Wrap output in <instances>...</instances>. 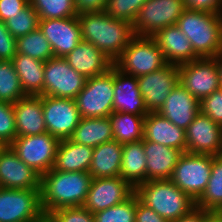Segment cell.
Instances as JSON below:
<instances>
[{"mask_svg":"<svg viewBox=\"0 0 222 222\" xmlns=\"http://www.w3.org/2000/svg\"><path fill=\"white\" fill-rule=\"evenodd\" d=\"M82 40L92 43L113 62L136 36L133 25L105 11L78 14Z\"/></svg>","mask_w":222,"mask_h":222,"instance_id":"cell-1","label":"cell"},{"mask_svg":"<svg viewBox=\"0 0 222 222\" xmlns=\"http://www.w3.org/2000/svg\"><path fill=\"white\" fill-rule=\"evenodd\" d=\"M92 176L89 172H64L51 169L41 175L40 196L44 214L63 207L83 206Z\"/></svg>","mask_w":222,"mask_h":222,"instance_id":"cell-2","label":"cell"},{"mask_svg":"<svg viewBox=\"0 0 222 222\" xmlns=\"http://www.w3.org/2000/svg\"><path fill=\"white\" fill-rule=\"evenodd\" d=\"M176 25L199 58H214L222 51V14L186 8Z\"/></svg>","mask_w":222,"mask_h":222,"instance_id":"cell-3","label":"cell"},{"mask_svg":"<svg viewBox=\"0 0 222 222\" xmlns=\"http://www.w3.org/2000/svg\"><path fill=\"white\" fill-rule=\"evenodd\" d=\"M135 194L141 203L171 222L196 207V201L170 179L146 181L135 188Z\"/></svg>","mask_w":222,"mask_h":222,"instance_id":"cell-4","label":"cell"},{"mask_svg":"<svg viewBox=\"0 0 222 222\" xmlns=\"http://www.w3.org/2000/svg\"><path fill=\"white\" fill-rule=\"evenodd\" d=\"M163 51L149 36H135L113 65L127 75L139 77L167 65Z\"/></svg>","mask_w":222,"mask_h":222,"instance_id":"cell-5","label":"cell"},{"mask_svg":"<svg viewBox=\"0 0 222 222\" xmlns=\"http://www.w3.org/2000/svg\"><path fill=\"white\" fill-rule=\"evenodd\" d=\"M113 66L105 73L88 78L75 98L81 118L109 117L113 113Z\"/></svg>","mask_w":222,"mask_h":222,"instance_id":"cell-6","label":"cell"},{"mask_svg":"<svg viewBox=\"0 0 222 222\" xmlns=\"http://www.w3.org/2000/svg\"><path fill=\"white\" fill-rule=\"evenodd\" d=\"M213 155L183 152L174 167L170 180L197 201L210 179Z\"/></svg>","mask_w":222,"mask_h":222,"instance_id":"cell-7","label":"cell"},{"mask_svg":"<svg viewBox=\"0 0 222 222\" xmlns=\"http://www.w3.org/2000/svg\"><path fill=\"white\" fill-rule=\"evenodd\" d=\"M59 142L57 137L45 132L16 137L10 147L21 161L43 175L53 168Z\"/></svg>","mask_w":222,"mask_h":222,"instance_id":"cell-8","label":"cell"},{"mask_svg":"<svg viewBox=\"0 0 222 222\" xmlns=\"http://www.w3.org/2000/svg\"><path fill=\"white\" fill-rule=\"evenodd\" d=\"M185 9L184 0H147L133 24L135 35L154 36L159 30L175 25Z\"/></svg>","mask_w":222,"mask_h":222,"instance_id":"cell-9","label":"cell"},{"mask_svg":"<svg viewBox=\"0 0 222 222\" xmlns=\"http://www.w3.org/2000/svg\"><path fill=\"white\" fill-rule=\"evenodd\" d=\"M40 189L0 187V222L42 220Z\"/></svg>","mask_w":222,"mask_h":222,"instance_id":"cell-10","label":"cell"},{"mask_svg":"<svg viewBox=\"0 0 222 222\" xmlns=\"http://www.w3.org/2000/svg\"><path fill=\"white\" fill-rule=\"evenodd\" d=\"M87 78L74 70L62 57H52L44 65L43 95L75 99Z\"/></svg>","mask_w":222,"mask_h":222,"instance_id":"cell-11","label":"cell"},{"mask_svg":"<svg viewBox=\"0 0 222 222\" xmlns=\"http://www.w3.org/2000/svg\"><path fill=\"white\" fill-rule=\"evenodd\" d=\"M181 83L199 102L220 88L215 58H199L178 65Z\"/></svg>","mask_w":222,"mask_h":222,"instance_id":"cell-12","label":"cell"},{"mask_svg":"<svg viewBox=\"0 0 222 222\" xmlns=\"http://www.w3.org/2000/svg\"><path fill=\"white\" fill-rule=\"evenodd\" d=\"M42 107L47 132L59 140L69 139L81 119L75 99L42 95Z\"/></svg>","mask_w":222,"mask_h":222,"instance_id":"cell-13","label":"cell"},{"mask_svg":"<svg viewBox=\"0 0 222 222\" xmlns=\"http://www.w3.org/2000/svg\"><path fill=\"white\" fill-rule=\"evenodd\" d=\"M137 79L147 111L159 112L170 92L179 83V67L175 64H167Z\"/></svg>","mask_w":222,"mask_h":222,"instance_id":"cell-14","label":"cell"},{"mask_svg":"<svg viewBox=\"0 0 222 222\" xmlns=\"http://www.w3.org/2000/svg\"><path fill=\"white\" fill-rule=\"evenodd\" d=\"M135 193V189L120 176L92 178L83 207L96 213L118 205Z\"/></svg>","mask_w":222,"mask_h":222,"instance_id":"cell-15","label":"cell"},{"mask_svg":"<svg viewBox=\"0 0 222 222\" xmlns=\"http://www.w3.org/2000/svg\"><path fill=\"white\" fill-rule=\"evenodd\" d=\"M186 152L193 154H222V126L199 113L186 128Z\"/></svg>","mask_w":222,"mask_h":222,"instance_id":"cell-16","label":"cell"},{"mask_svg":"<svg viewBox=\"0 0 222 222\" xmlns=\"http://www.w3.org/2000/svg\"><path fill=\"white\" fill-rule=\"evenodd\" d=\"M39 29L49 41L54 57L67 56L81 41L78 16L61 19H43Z\"/></svg>","mask_w":222,"mask_h":222,"instance_id":"cell-17","label":"cell"},{"mask_svg":"<svg viewBox=\"0 0 222 222\" xmlns=\"http://www.w3.org/2000/svg\"><path fill=\"white\" fill-rule=\"evenodd\" d=\"M41 175L19 159L10 146L0 151V187L40 189Z\"/></svg>","mask_w":222,"mask_h":222,"instance_id":"cell-18","label":"cell"},{"mask_svg":"<svg viewBox=\"0 0 222 222\" xmlns=\"http://www.w3.org/2000/svg\"><path fill=\"white\" fill-rule=\"evenodd\" d=\"M113 84V112L147 116L149 112L140 93L137 77L123 73L113 65Z\"/></svg>","mask_w":222,"mask_h":222,"instance_id":"cell-19","label":"cell"},{"mask_svg":"<svg viewBox=\"0 0 222 222\" xmlns=\"http://www.w3.org/2000/svg\"><path fill=\"white\" fill-rule=\"evenodd\" d=\"M159 113L174 125L186 130L200 113V102L181 83H178Z\"/></svg>","mask_w":222,"mask_h":222,"instance_id":"cell-20","label":"cell"},{"mask_svg":"<svg viewBox=\"0 0 222 222\" xmlns=\"http://www.w3.org/2000/svg\"><path fill=\"white\" fill-rule=\"evenodd\" d=\"M16 137L34 136L47 132L42 95H26L13 103Z\"/></svg>","mask_w":222,"mask_h":222,"instance_id":"cell-21","label":"cell"},{"mask_svg":"<svg viewBox=\"0 0 222 222\" xmlns=\"http://www.w3.org/2000/svg\"><path fill=\"white\" fill-rule=\"evenodd\" d=\"M152 37L163 51L168 64L181 65L199 59L191 42L176 24L159 30Z\"/></svg>","mask_w":222,"mask_h":222,"instance_id":"cell-22","label":"cell"},{"mask_svg":"<svg viewBox=\"0 0 222 222\" xmlns=\"http://www.w3.org/2000/svg\"><path fill=\"white\" fill-rule=\"evenodd\" d=\"M64 58L74 70L87 79L101 75L113 66V61L102 51L84 40Z\"/></svg>","mask_w":222,"mask_h":222,"instance_id":"cell-23","label":"cell"},{"mask_svg":"<svg viewBox=\"0 0 222 222\" xmlns=\"http://www.w3.org/2000/svg\"><path fill=\"white\" fill-rule=\"evenodd\" d=\"M143 138L186 152V133L159 112H149L144 118Z\"/></svg>","mask_w":222,"mask_h":222,"instance_id":"cell-24","label":"cell"},{"mask_svg":"<svg viewBox=\"0 0 222 222\" xmlns=\"http://www.w3.org/2000/svg\"><path fill=\"white\" fill-rule=\"evenodd\" d=\"M143 146L147 162L146 181L170 179L182 152L144 138Z\"/></svg>","mask_w":222,"mask_h":222,"instance_id":"cell-25","label":"cell"},{"mask_svg":"<svg viewBox=\"0 0 222 222\" xmlns=\"http://www.w3.org/2000/svg\"><path fill=\"white\" fill-rule=\"evenodd\" d=\"M94 148L77 144L70 139L60 140L53 170L64 172H89Z\"/></svg>","mask_w":222,"mask_h":222,"instance_id":"cell-26","label":"cell"},{"mask_svg":"<svg viewBox=\"0 0 222 222\" xmlns=\"http://www.w3.org/2000/svg\"><path fill=\"white\" fill-rule=\"evenodd\" d=\"M123 144L114 139L98 145L93 150L89 173L92 178L120 176Z\"/></svg>","mask_w":222,"mask_h":222,"instance_id":"cell-27","label":"cell"},{"mask_svg":"<svg viewBox=\"0 0 222 222\" xmlns=\"http://www.w3.org/2000/svg\"><path fill=\"white\" fill-rule=\"evenodd\" d=\"M69 139L77 144L92 148L113 140L110 118H81Z\"/></svg>","mask_w":222,"mask_h":222,"instance_id":"cell-28","label":"cell"},{"mask_svg":"<svg viewBox=\"0 0 222 222\" xmlns=\"http://www.w3.org/2000/svg\"><path fill=\"white\" fill-rule=\"evenodd\" d=\"M146 167L143 140L123 144L120 177L135 189L146 182Z\"/></svg>","mask_w":222,"mask_h":222,"instance_id":"cell-29","label":"cell"},{"mask_svg":"<svg viewBox=\"0 0 222 222\" xmlns=\"http://www.w3.org/2000/svg\"><path fill=\"white\" fill-rule=\"evenodd\" d=\"M12 62L24 93L43 95L45 62L19 53H16Z\"/></svg>","mask_w":222,"mask_h":222,"instance_id":"cell-30","label":"cell"},{"mask_svg":"<svg viewBox=\"0 0 222 222\" xmlns=\"http://www.w3.org/2000/svg\"><path fill=\"white\" fill-rule=\"evenodd\" d=\"M109 118L115 141L125 144L143 140L144 116L113 112Z\"/></svg>","mask_w":222,"mask_h":222,"instance_id":"cell-31","label":"cell"},{"mask_svg":"<svg viewBox=\"0 0 222 222\" xmlns=\"http://www.w3.org/2000/svg\"><path fill=\"white\" fill-rule=\"evenodd\" d=\"M196 207L213 212H222V154L213 156L210 179L206 189L196 201Z\"/></svg>","mask_w":222,"mask_h":222,"instance_id":"cell-32","label":"cell"},{"mask_svg":"<svg viewBox=\"0 0 222 222\" xmlns=\"http://www.w3.org/2000/svg\"><path fill=\"white\" fill-rule=\"evenodd\" d=\"M17 53L46 62L54 57L49 41L38 28L16 39Z\"/></svg>","mask_w":222,"mask_h":222,"instance_id":"cell-33","label":"cell"},{"mask_svg":"<svg viewBox=\"0 0 222 222\" xmlns=\"http://www.w3.org/2000/svg\"><path fill=\"white\" fill-rule=\"evenodd\" d=\"M24 96L12 60H0V101L13 104Z\"/></svg>","mask_w":222,"mask_h":222,"instance_id":"cell-34","label":"cell"},{"mask_svg":"<svg viewBox=\"0 0 222 222\" xmlns=\"http://www.w3.org/2000/svg\"><path fill=\"white\" fill-rule=\"evenodd\" d=\"M40 20L61 19L78 16L75 0H29Z\"/></svg>","mask_w":222,"mask_h":222,"instance_id":"cell-35","label":"cell"},{"mask_svg":"<svg viewBox=\"0 0 222 222\" xmlns=\"http://www.w3.org/2000/svg\"><path fill=\"white\" fill-rule=\"evenodd\" d=\"M40 18L35 9L28 4L21 13L6 21V27L14 38L25 36L39 28Z\"/></svg>","mask_w":222,"mask_h":222,"instance_id":"cell-36","label":"cell"},{"mask_svg":"<svg viewBox=\"0 0 222 222\" xmlns=\"http://www.w3.org/2000/svg\"><path fill=\"white\" fill-rule=\"evenodd\" d=\"M136 194L124 202L94 213L95 222H135Z\"/></svg>","mask_w":222,"mask_h":222,"instance_id":"cell-37","label":"cell"},{"mask_svg":"<svg viewBox=\"0 0 222 222\" xmlns=\"http://www.w3.org/2000/svg\"><path fill=\"white\" fill-rule=\"evenodd\" d=\"M147 0H107L105 12L115 19L134 24L140 8Z\"/></svg>","mask_w":222,"mask_h":222,"instance_id":"cell-38","label":"cell"},{"mask_svg":"<svg viewBox=\"0 0 222 222\" xmlns=\"http://www.w3.org/2000/svg\"><path fill=\"white\" fill-rule=\"evenodd\" d=\"M16 138L13 104L0 101V143L10 146Z\"/></svg>","mask_w":222,"mask_h":222,"instance_id":"cell-39","label":"cell"},{"mask_svg":"<svg viewBox=\"0 0 222 222\" xmlns=\"http://www.w3.org/2000/svg\"><path fill=\"white\" fill-rule=\"evenodd\" d=\"M46 218L50 222H95L94 214L80 207H63L50 212Z\"/></svg>","mask_w":222,"mask_h":222,"instance_id":"cell-40","label":"cell"},{"mask_svg":"<svg viewBox=\"0 0 222 222\" xmlns=\"http://www.w3.org/2000/svg\"><path fill=\"white\" fill-rule=\"evenodd\" d=\"M200 112L222 126V88L213 91L200 101Z\"/></svg>","mask_w":222,"mask_h":222,"instance_id":"cell-41","label":"cell"},{"mask_svg":"<svg viewBox=\"0 0 222 222\" xmlns=\"http://www.w3.org/2000/svg\"><path fill=\"white\" fill-rule=\"evenodd\" d=\"M16 38L8 31L6 23L0 21V60H12L17 53Z\"/></svg>","mask_w":222,"mask_h":222,"instance_id":"cell-42","label":"cell"},{"mask_svg":"<svg viewBox=\"0 0 222 222\" xmlns=\"http://www.w3.org/2000/svg\"><path fill=\"white\" fill-rule=\"evenodd\" d=\"M29 4V0H0V21L6 22Z\"/></svg>","mask_w":222,"mask_h":222,"instance_id":"cell-43","label":"cell"},{"mask_svg":"<svg viewBox=\"0 0 222 222\" xmlns=\"http://www.w3.org/2000/svg\"><path fill=\"white\" fill-rule=\"evenodd\" d=\"M135 222H171L141 203L136 195Z\"/></svg>","mask_w":222,"mask_h":222,"instance_id":"cell-44","label":"cell"},{"mask_svg":"<svg viewBox=\"0 0 222 222\" xmlns=\"http://www.w3.org/2000/svg\"><path fill=\"white\" fill-rule=\"evenodd\" d=\"M187 9L222 14V0H184Z\"/></svg>","mask_w":222,"mask_h":222,"instance_id":"cell-45","label":"cell"},{"mask_svg":"<svg viewBox=\"0 0 222 222\" xmlns=\"http://www.w3.org/2000/svg\"><path fill=\"white\" fill-rule=\"evenodd\" d=\"M107 0H75L76 12L104 11Z\"/></svg>","mask_w":222,"mask_h":222,"instance_id":"cell-46","label":"cell"},{"mask_svg":"<svg viewBox=\"0 0 222 222\" xmlns=\"http://www.w3.org/2000/svg\"><path fill=\"white\" fill-rule=\"evenodd\" d=\"M209 211L195 207L190 213L172 222H204Z\"/></svg>","mask_w":222,"mask_h":222,"instance_id":"cell-47","label":"cell"},{"mask_svg":"<svg viewBox=\"0 0 222 222\" xmlns=\"http://www.w3.org/2000/svg\"><path fill=\"white\" fill-rule=\"evenodd\" d=\"M204 222H222V212L209 211L204 217Z\"/></svg>","mask_w":222,"mask_h":222,"instance_id":"cell-48","label":"cell"},{"mask_svg":"<svg viewBox=\"0 0 222 222\" xmlns=\"http://www.w3.org/2000/svg\"><path fill=\"white\" fill-rule=\"evenodd\" d=\"M218 66L219 80H220V88H222V51L214 57Z\"/></svg>","mask_w":222,"mask_h":222,"instance_id":"cell-49","label":"cell"},{"mask_svg":"<svg viewBox=\"0 0 222 222\" xmlns=\"http://www.w3.org/2000/svg\"><path fill=\"white\" fill-rule=\"evenodd\" d=\"M41 220H28V221H16V222H40Z\"/></svg>","mask_w":222,"mask_h":222,"instance_id":"cell-50","label":"cell"},{"mask_svg":"<svg viewBox=\"0 0 222 222\" xmlns=\"http://www.w3.org/2000/svg\"><path fill=\"white\" fill-rule=\"evenodd\" d=\"M40 222H50L46 217L42 219Z\"/></svg>","mask_w":222,"mask_h":222,"instance_id":"cell-51","label":"cell"},{"mask_svg":"<svg viewBox=\"0 0 222 222\" xmlns=\"http://www.w3.org/2000/svg\"><path fill=\"white\" fill-rule=\"evenodd\" d=\"M4 148V145L0 143V151Z\"/></svg>","mask_w":222,"mask_h":222,"instance_id":"cell-52","label":"cell"}]
</instances>
